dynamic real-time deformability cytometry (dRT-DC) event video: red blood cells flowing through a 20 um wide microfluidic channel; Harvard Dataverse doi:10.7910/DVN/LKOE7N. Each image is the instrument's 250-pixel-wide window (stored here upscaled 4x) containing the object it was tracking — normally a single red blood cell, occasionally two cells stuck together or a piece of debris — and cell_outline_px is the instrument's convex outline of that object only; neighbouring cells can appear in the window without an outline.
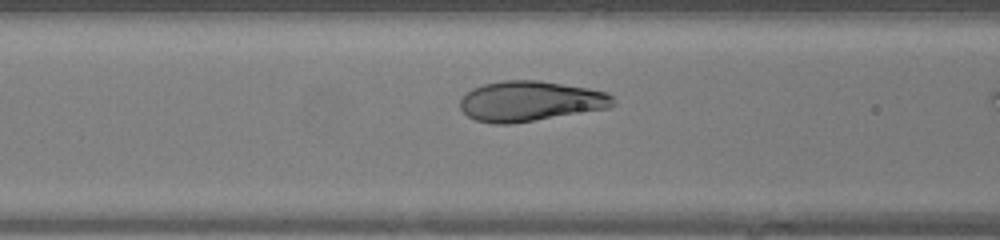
{"species": "human", "species_latin": "Homo sapiens", "temperature_condition": "warm", "stored_images_in_passage": 17, "camera_frame_rate_fps": 3000, "um_per_image_px": 0.085, "donor": {"sex": "female"}, "frame": {"image": 1, "passage_image": 10, "time_ms": 3.0, "image_size_px": [1000, 240], "cell_outline_px": [[616, 104], [608, 108], [512, 124], [492, 124], [476, 120], [468, 116], [460, 108], [460, 100], [472, 88], [484, 84], [504, 80], [540, 80], [588, 88], [608, 92], [612, 96]], "centroid_in_image_um": [45.08, 8.6], "position_along_channel_um": 121.5, "area_um2": 35.89}}
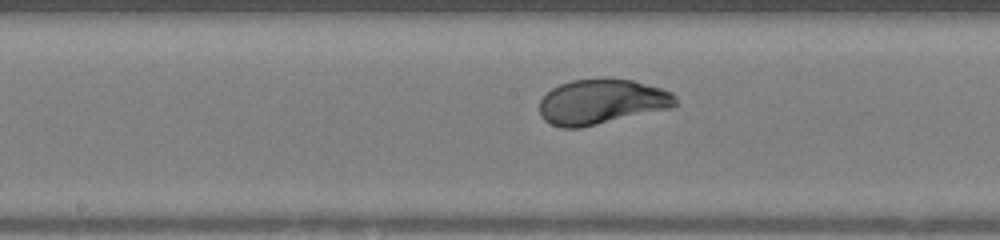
{"frame": {"image": 2, "passage_image": 15, "time_ms": 4.667, "image_size_px": [1000, 240], "cell_outline_px": [[676, 104], [672, 108], [580, 128], [560, 128], [544, 120], [540, 116], [540, 100], [552, 88], [560, 84], [572, 80], [632, 80], [660, 88], [672, 92], [676, 96]], "centroid_in_image_um": [51.13, 8.68], "position_along_channel_um": 197.1, "area_um2": 35.32}}